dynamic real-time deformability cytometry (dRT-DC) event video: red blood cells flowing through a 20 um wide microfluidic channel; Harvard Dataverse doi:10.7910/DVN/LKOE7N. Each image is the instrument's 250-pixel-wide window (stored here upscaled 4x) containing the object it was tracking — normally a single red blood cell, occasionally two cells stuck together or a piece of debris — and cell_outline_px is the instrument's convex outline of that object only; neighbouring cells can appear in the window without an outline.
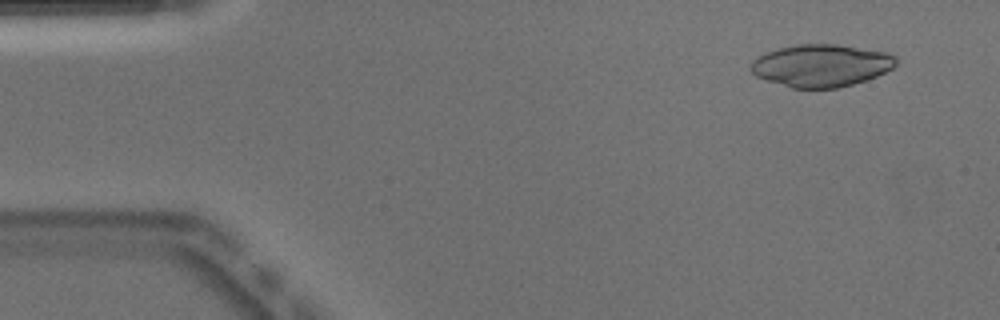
{"species": "Egyptian fruit bat (a non-hibernating species)", "species_latin": "Rousettus aegyptiacus", "temperature_condition": "warm", "stored_images_in_passage": 47, "camera_frame_rate_fps": 3000, "um_per_image_px": 0.085, "animal": {"sex": "male"}, "frame": {"image": 1, "passage_image": 1, "time_ms": 0.0, "image_size_px": [1000, 320], "cell_outline_px": [[896, 64], [892, 68], [876, 76], [852, 84], [836, 88], [792, 88], [756, 76], [748, 68], [752, 60], [776, 48], [796, 44], [836, 44], [888, 52], [896, 56]], "centroid_in_image_um": [69.79, 5.56], "position_along_channel_um": 15.2, "area_um2": 35.78}}